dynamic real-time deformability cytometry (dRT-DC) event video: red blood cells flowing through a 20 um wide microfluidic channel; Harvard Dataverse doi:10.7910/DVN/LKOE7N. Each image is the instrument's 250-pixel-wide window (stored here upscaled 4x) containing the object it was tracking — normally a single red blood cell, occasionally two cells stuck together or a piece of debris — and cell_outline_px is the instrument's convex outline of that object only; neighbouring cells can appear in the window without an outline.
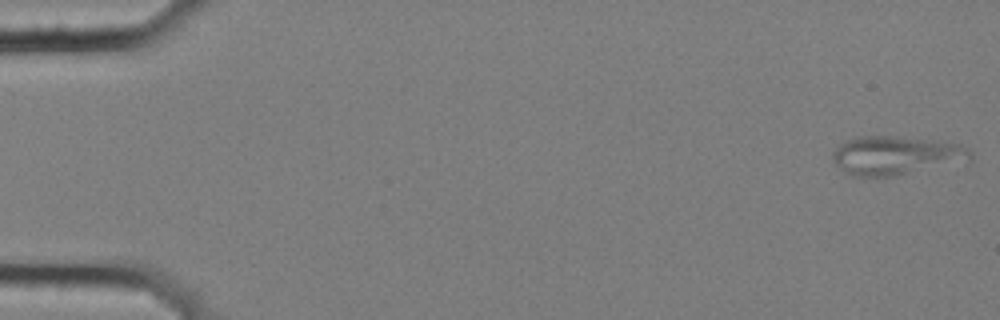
{"species": "common noctule bat (a hibernating species)", "species_latin": "Nyctalus noctula", "temperature_condition": "cold", "stored_images_in_passage": 6, "camera_frame_rate_fps": 3000, "um_per_image_px": 0.085, "animal": {"sex": "female", "body_mass_g": 25.1}, "frame": {"image": 1, "passage_image": 1, "time_ms": 0.0, "image_size_px": [1000, 320], "cell_outline_px": [[972, 160], [968, 164], [896, 176], [852, 176], [840, 168], [836, 164], [832, 156], [832, 152], [840, 144], [848, 140], [860, 136], [892, 136], [960, 144], [968, 148], [972, 152]], "centroid_in_image_um": [76.28, 13.25], "position_along_channel_um": 8.7, "area_um2": 31.67}}
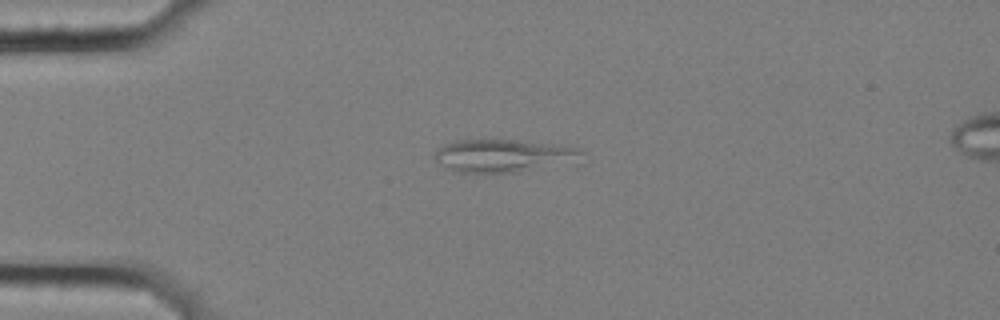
{"frame": {"image": 2, "passage_image": 4, "time_ms": 1.0, "image_size_px": [1000, 320], "cell_outline_px": [[584, 152], [520, 172], [460, 172], [436, 160], [432, 156], [432, 152], [436, 148], [444, 144], [456, 140], [484, 136], [552, 144], [580, 148]], "centroid_in_image_um": [42.46, 13.14], "position_along_channel_um": 42.5, "area_um2": 27.17}}